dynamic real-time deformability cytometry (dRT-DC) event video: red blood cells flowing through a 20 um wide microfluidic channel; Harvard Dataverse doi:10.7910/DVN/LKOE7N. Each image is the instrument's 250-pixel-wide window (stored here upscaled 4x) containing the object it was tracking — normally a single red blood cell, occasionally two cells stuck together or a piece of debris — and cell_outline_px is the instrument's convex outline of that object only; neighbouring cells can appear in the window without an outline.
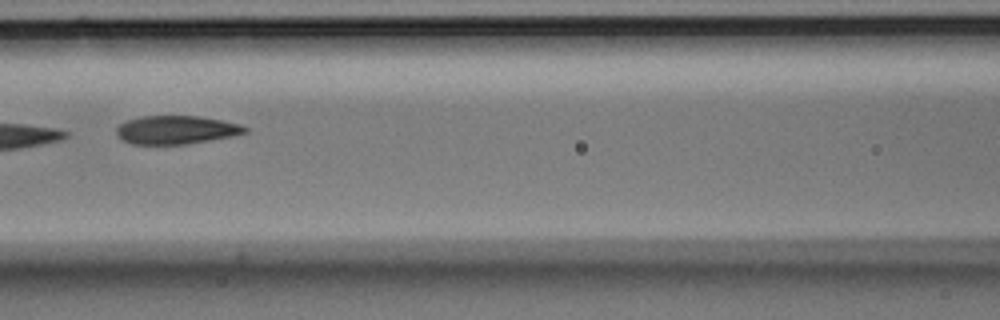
{"species": "Egyptian fruit bat (a non-hibernating species)", "species_latin": "Rousettus aegyptiacus", "temperature_condition": "room temperature", "stored_images_in_passage": 7, "camera_frame_rate_fps": 3000, "um_per_image_px": 0.085, "animal": {"sex": "male"}, "frame": {"image": 1, "passage_image": 7, "time_ms": 2.0, "image_size_px": [1000, 320], "cell_outline_px": [[248, 132], [232, 136], [188, 144], [132, 144], [124, 140], [116, 132], [116, 128], [120, 124], [128, 120], [144, 116], [196, 116], [220, 120], [240, 124], [248, 128]], "centroid_in_image_um": [15.0, 11.04], "position_along_channel_um": 151.6, "area_um2": 21.04}}